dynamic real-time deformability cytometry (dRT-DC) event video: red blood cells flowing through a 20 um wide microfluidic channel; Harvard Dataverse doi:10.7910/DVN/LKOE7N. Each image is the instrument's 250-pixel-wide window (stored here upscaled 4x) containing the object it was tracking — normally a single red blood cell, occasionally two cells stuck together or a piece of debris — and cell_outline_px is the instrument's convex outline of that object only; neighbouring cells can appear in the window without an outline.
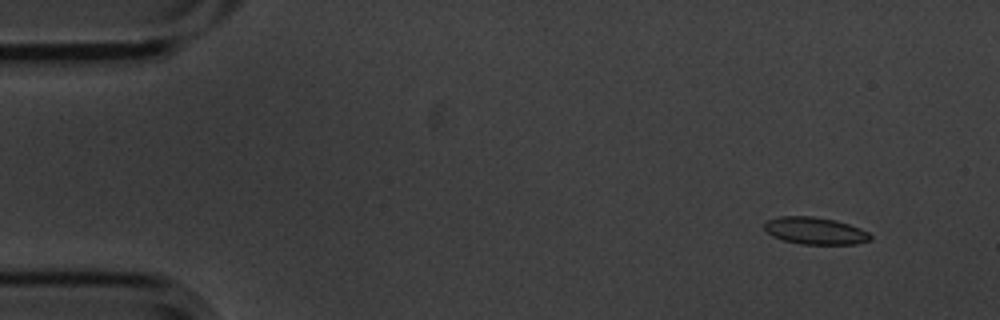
{"species": "common noctule bat (a hibernating species)", "species_latin": "Nyctalus noctula", "temperature_condition": "cold", "stored_images_in_passage": 6, "segment_of_instrument_passage": [1, 2], "camera_frame_rate_fps": 3000, "um_per_image_px": 0.085, "animal": {"sex": "male", "body_mass_g": 20.1, "forearm_length_mm": 53.5}, "frame": {"image": 1, "passage_image": 2, "time_ms": 0.333, "image_size_px": [1000, 320], "cell_outline_px": [[872, 240], [856, 244], [804, 244], [784, 240], [772, 236], [764, 228], [764, 224], [768, 220], [780, 216], [812, 216], [836, 220], [860, 228], [868, 232], [872, 236]], "centroid_in_image_um": [69.31, 19.61], "position_along_channel_um": 15.7, "area_um2": 16.7}}